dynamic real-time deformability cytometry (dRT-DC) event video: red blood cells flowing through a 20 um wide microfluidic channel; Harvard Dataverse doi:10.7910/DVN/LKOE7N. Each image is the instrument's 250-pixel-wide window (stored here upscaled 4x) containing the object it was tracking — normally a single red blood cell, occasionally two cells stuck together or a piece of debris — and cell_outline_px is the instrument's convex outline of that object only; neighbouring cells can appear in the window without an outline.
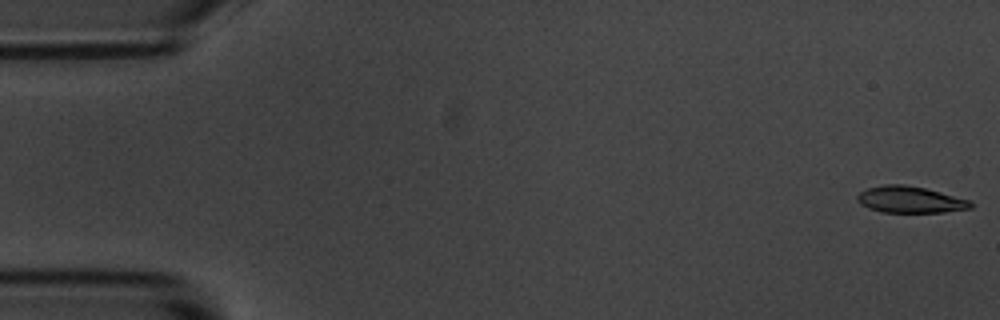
{"species": "common noctule bat (a hibernating species)", "species_latin": "Nyctalus noctula", "temperature_condition": "room temperature", "stored_images_in_passage": 55, "camera_frame_rate_fps": 3000, "um_per_image_px": 0.085, "animal": {"sex": "male", "body_mass_g": 20.1, "forearm_length_mm": 53.5}, "frame": {"image": 1, "passage_image": 1, "time_ms": 0.0, "image_size_px": [1000, 320], "cell_outline_px": [[972, 208], [944, 212], [880, 212], [868, 208], [860, 204], [856, 200], [856, 196], [860, 192], [868, 188], [884, 184], [904, 184], [924, 188], [940, 192], [968, 200], [972, 204]], "centroid_in_image_um": [77.3, 16.97], "position_along_channel_um": 7.7, "area_um2": 17.46}}
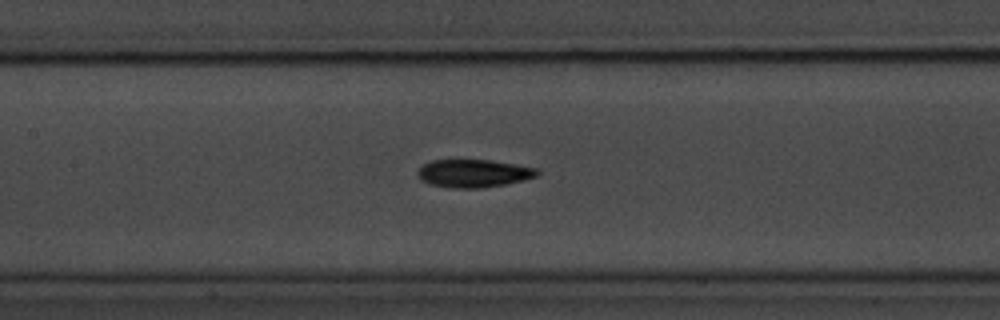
{"frame": {"image": 2, "passage_image": 25, "time_ms": 8.0, "image_size_px": [1000, 320], "cell_outline_px": [[540, 172], [536, 176], [504, 184], [484, 188], [452, 188], [432, 184], [420, 180], [416, 176], [416, 172], [424, 164], [432, 160], [488, 160], [516, 164], [536, 168]], "centroid_in_image_um": [40.21, 14.73], "position_along_channel_um": 167.2, "area_um2": 19.31}}
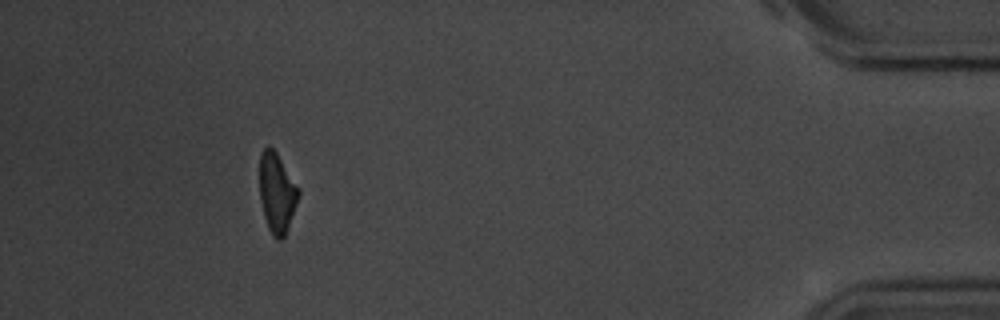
{"frame": {"image": 3, "passage_image": 50, "time_ms": 16.333, "image_size_px": [1000, 320], "cell_outline_px": [[300, 192], [288, 228], [284, 236], [280, 240], [276, 240], [272, 236], [268, 228], [264, 216], [260, 200], [260, 156], [264, 148], [268, 144], [276, 152], [300, 188]], "centroid_in_image_um": [23.54, 16.39], "position_along_channel_um": 411.7, "area_um2": 18.09}, "authors_computed_cell_mechanics": {"area_um2": 19.074, "velocity_mm_per_s": 3.6685, "shape_relaxation_time_tau1_ms": 3.6502, "shape_relaxation_time_tau2_ms": 5.0466, "deformation_change_tau1": 0.1343, "deformation_change_tau2": 0.1278}}